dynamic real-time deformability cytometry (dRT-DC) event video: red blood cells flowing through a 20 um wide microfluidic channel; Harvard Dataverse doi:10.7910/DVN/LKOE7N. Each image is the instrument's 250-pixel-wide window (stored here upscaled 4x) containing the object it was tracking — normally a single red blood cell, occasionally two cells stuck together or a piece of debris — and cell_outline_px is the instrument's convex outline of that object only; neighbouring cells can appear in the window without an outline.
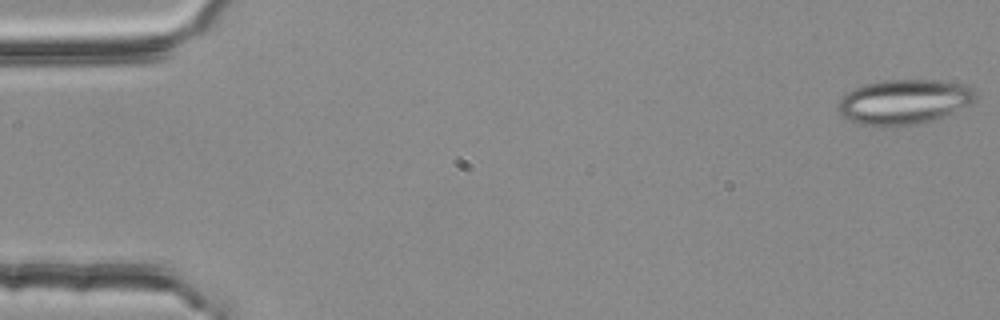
{"species": "common noctule bat (a hibernating species)", "species_latin": "Nyctalus noctula", "temperature_condition": "room temperature", "stored_images_in_passage": 3, "camera_frame_rate_fps": 3000, "um_per_image_px": 0.085, "animal": {"sex": "female", "body_mass_g": 25.1}, "frame": {"image": 1, "passage_image": 1, "time_ms": 0.0, "image_size_px": [1000, 320], "cell_outline_px": [[976, 96], [968, 104], [936, 120], [912, 124], [860, 124], [844, 116], [836, 108], [836, 104], [848, 92], [864, 84], [880, 80], [940, 80], [964, 84], [972, 88], [976, 92]], "centroid_in_image_um": [76.85, 8.61], "position_along_channel_um": 8.2, "area_um2": 35.14}}